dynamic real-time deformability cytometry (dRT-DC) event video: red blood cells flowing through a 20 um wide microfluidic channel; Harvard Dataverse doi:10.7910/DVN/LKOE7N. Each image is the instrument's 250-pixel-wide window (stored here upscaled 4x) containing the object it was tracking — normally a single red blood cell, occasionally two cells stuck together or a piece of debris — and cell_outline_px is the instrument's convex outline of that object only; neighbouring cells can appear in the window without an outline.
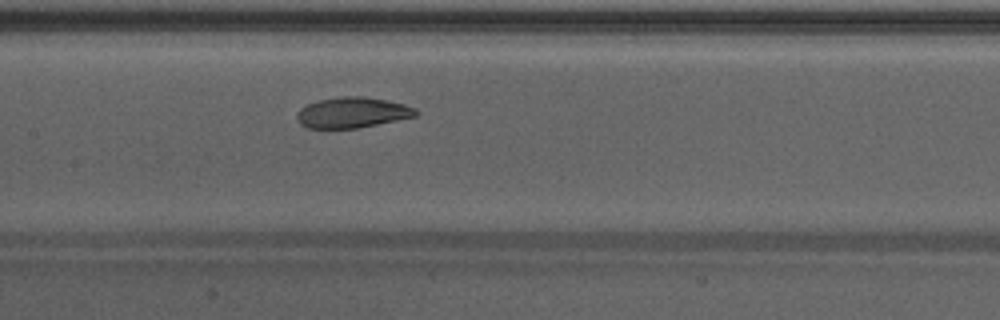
{"species": "Egyptian fruit bat (a non-hibernating species)", "species_latin": "Rousettus aegyptiacus", "temperature_condition": "warm", "stored_images_in_passage": 43, "camera_frame_rate_fps": 3000, "um_per_image_px": 0.085, "animal": {"sex": "male"}, "frame": {"image": 1, "passage_image": 19, "time_ms": 6.0, "image_size_px": [1000, 320], "cell_outline_px": [[420, 112], [416, 116], [356, 128], [308, 128], [300, 124], [296, 120], [296, 112], [300, 108], [316, 100], [340, 96], [364, 96], [404, 104], [416, 108]], "centroid_in_image_um": [29.91, 9.56], "position_along_channel_um": 177.5, "area_um2": 21.27}, "authors_computed_cell_mechanics": {"area_um2": 22.831, "velocity_mm_per_s": 4.2793, "shape_relaxation_time_tau1_ms": 5.4756, "shape_relaxation_time_tau2_ms": 1.4968, "deformation_change_tau1": 0.1864, "deformation_change_tau2": 0.0799}}